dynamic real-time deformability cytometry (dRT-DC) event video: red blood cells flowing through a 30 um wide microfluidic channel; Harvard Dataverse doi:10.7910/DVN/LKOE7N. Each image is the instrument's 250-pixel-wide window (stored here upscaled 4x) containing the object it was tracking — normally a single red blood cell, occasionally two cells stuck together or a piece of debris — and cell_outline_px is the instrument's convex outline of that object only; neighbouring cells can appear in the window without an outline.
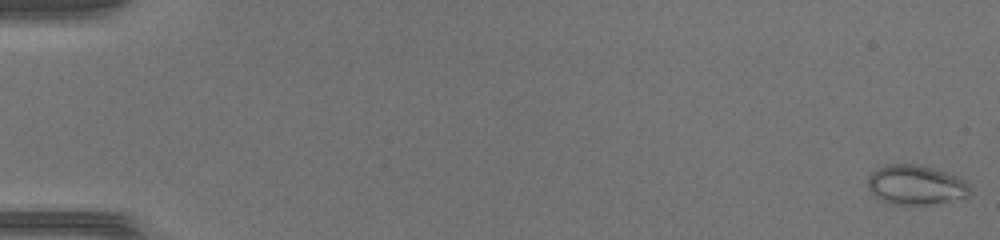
{"species": "common noctule bat (a hibernating species)", "species_latin": "Nyctalus noctula", "temperature_condition": "warm", "stored_images_in_passage": 47, "camera_frame_rate_fps": 3000, "um_per_image_px": 0.085, "animal": {"sex": "female", "body_mass_g": 17.0, "forearm_length_mm": 48.0}, "frame": {"image": 1, "passage_image": 1, "time_ms": 0.0, "image_size_px": [1000, 240], "cell_outline_px": [[972, 192], [968, 196], [928, 204], [892, 204], [880, 200], [868, 188], [868, 176], [876, 168], [888, 164], [916, 164], [932, 168], [956, 176], [964, 180], [968, 184]], "centroid_in_image_um": [77.81, 15.71], "position_along_channel_um": 7.2, "area_um2": 23.29}}
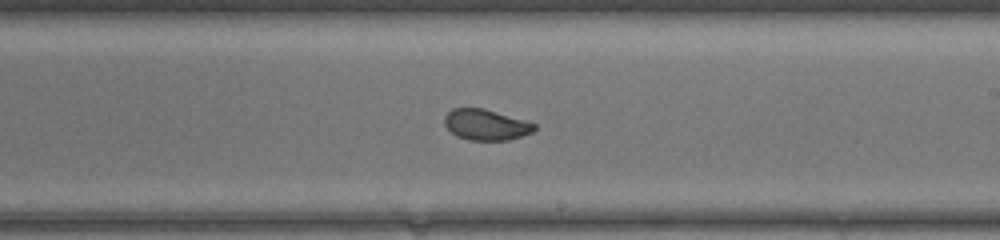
{"frame": {"image": 2, "passage_image": 29, "time_ms": 9.333, "image_size_px": [1000, 240], "cell_outline_px": [[536, 128], [532, 132], [508, 140], [468, 140], [456, 136], [444, 124], [444, 116], [452, 108], [484, 108], [536, 124]], "centroid_in_image_um": [41.27, 10.6], "position_along_channel_um": 247.7, "area_um2": 16.01}}
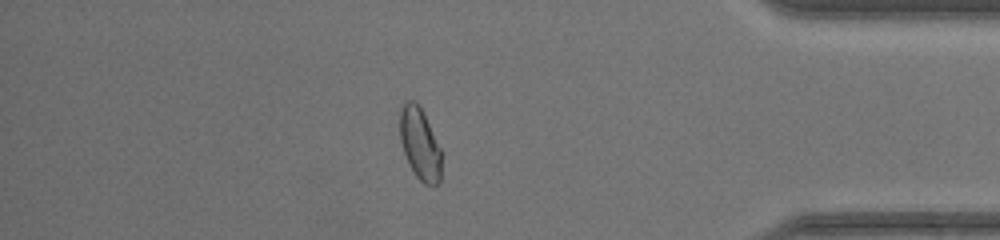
{"frame": {"image": 3, "passage_image": 41, "time_ms": 13.333, "image_size_px": [1000, 240], "cell_outline_px": [[444, 152], [440, 180], [432, 188], [424, 184], [416, 176], [404, 152], [400, 140], [400, 108], [408, 100], [416, 100]], "centroid_in_image_um": [35.74, 12.26], "position_along_channel_um": 399.5, "area_um2": 17.74}}